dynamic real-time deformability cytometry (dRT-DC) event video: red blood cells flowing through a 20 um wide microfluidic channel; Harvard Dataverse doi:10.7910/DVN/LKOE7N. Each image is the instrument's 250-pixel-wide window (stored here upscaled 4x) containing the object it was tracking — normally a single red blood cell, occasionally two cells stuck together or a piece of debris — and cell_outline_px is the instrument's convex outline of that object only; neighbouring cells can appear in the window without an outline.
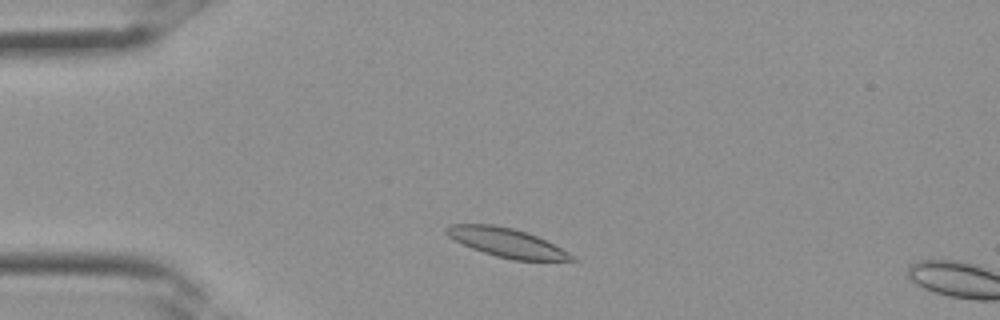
{"species": "Egyptian fruit bat (a non-hibernating species)", "species_latin": "Rousettus aegyptiacus", "temperature_condition": "room temperature", "stored_images_in_passage": 28, "camera_frame_rate_fps": 3000, "um_per_image_px": 0.085, "frame": {"image": 1, "passage_image": 3, "time_ms": 0.667, "image_size_px": [1000, 320], "cell_outline_px": [[580, 260], [512, 260], [496, 256], [472, 248], [448, 236], [444, 232], [444, 228], [448, 224], [492, 224], [512, 228], [536, 236], [568, 252]], "centroid_in_image_um": [43.02, 20.61], "position_along_channel_um": 42.0, "area_um2": 20.75}}
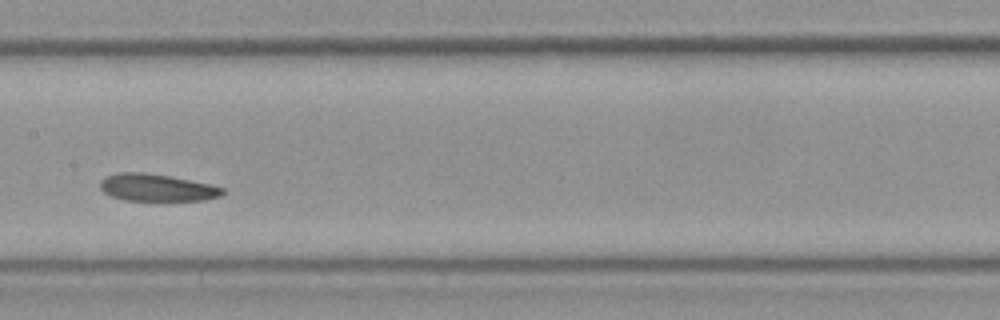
{"frame": {"image": 2, "passage_image": 12, "time_ms": 3.667, "image_size_px": [1000, 320], "cell_outline_px": [[224, 192], [220, 196], [204, 200], [124, 200], [112, 196], [104, 192], [100, 188], [100, 180], [104, 176], [116, 172], [144, 172], [168, 176], [208, 184], [224, 188]], "centroid_in_image_um": [13.27, 15.94], "position_along_channel_um": 194.1, "area_um2": 19.25}}
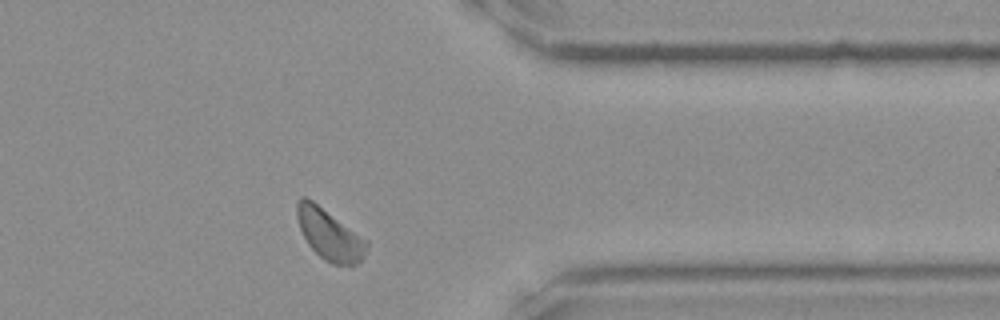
{"frame": {"image": 3, "passage_image": 22, "time_ms": 7.0, "image_size_px": [1000, 320], "cell_outline_px": [[368, 248], [360, 260], [356, 264], [332, 264], [324, 260], [308, 244], [300, 228], [296, 216], [296, 204], [300, 196], [304, 196], [312, 200], [368, 240]], "centroid_in_image_um": [27.99, 19.91], "position_along_channel_um": 383.4, "area_um2": 20.46}}